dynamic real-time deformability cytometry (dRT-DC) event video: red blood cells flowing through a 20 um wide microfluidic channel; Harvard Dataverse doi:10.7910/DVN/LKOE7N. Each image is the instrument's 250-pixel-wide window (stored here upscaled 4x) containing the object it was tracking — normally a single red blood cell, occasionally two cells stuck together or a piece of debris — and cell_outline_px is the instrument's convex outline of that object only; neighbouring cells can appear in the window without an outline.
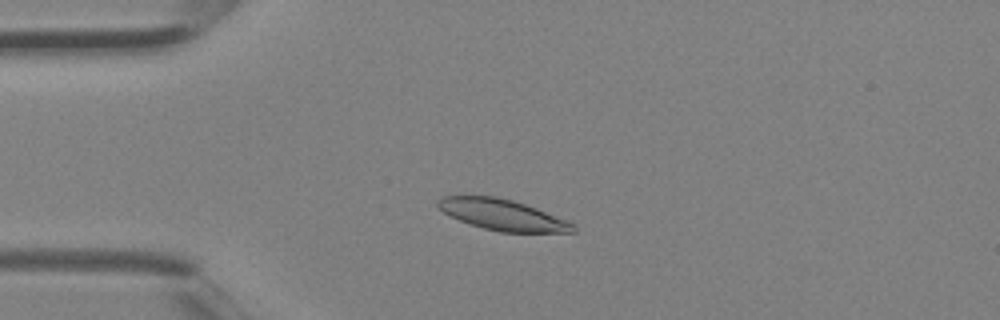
{"species": "Egyptian fruit bat (a non-hibernating species)", "species_latin": "Rousettus aegyptiacus", "temperature_condition": "room temperature", "stored_images_in_passage": 1, "camera_frame_rate_fps": 3000, "um_per_image_px": 0.085, "animal": {"sex": "female"}, "frame": {"image": 1, "passage_image": 1, "time_ms": 0.0, "image_size_px": [1000, 320], "cell_outline_px": [[576, 232], [500, 232], [484, 228], [448, 216], [436, 204], [436, 200], [444, 196], [496, 196], [512, 200], [536, 208], [564, 220], [572, 224], [576, 228]], "centroid_in_image_um": [42.66, 18.25], "position_along_channel_um": 42.3, "area_um2": 23.93}}